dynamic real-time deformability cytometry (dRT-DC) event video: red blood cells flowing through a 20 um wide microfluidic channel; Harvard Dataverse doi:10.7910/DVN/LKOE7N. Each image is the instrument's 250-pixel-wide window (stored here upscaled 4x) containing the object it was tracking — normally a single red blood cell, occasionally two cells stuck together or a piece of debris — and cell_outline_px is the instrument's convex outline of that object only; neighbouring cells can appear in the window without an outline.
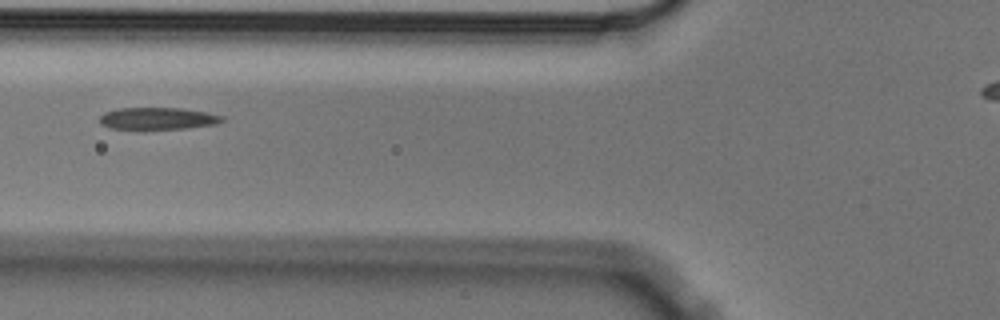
{"species": "Egyptian fruit bat (a non-hibernating species)", "species_latin": "Rousettus aegyptiacus", "temperature_condition": "cold", "stored_images_in_passage": 8, "camera_frame_rate_fps": 3000, "um_per_image_px": 0.085, "animal": {"sex": "male"}, "frame": {"image": 1, "passage_image": 3, "time_ms": 0.667, "image_size_px": [1000, 320], "cell_outline_px": [[224, 120], [216, 124], [188, 128], [144, 132], [140, 132], [108, 128], [100, 124], [100, 116], [104, 112], [116, 108], [180, 108], [208, 112], [224, 116]], "centroid_in_image_um": [13.34, 10.12], "position_along_channel_um": 112.5, "area_um2": 16.82}}
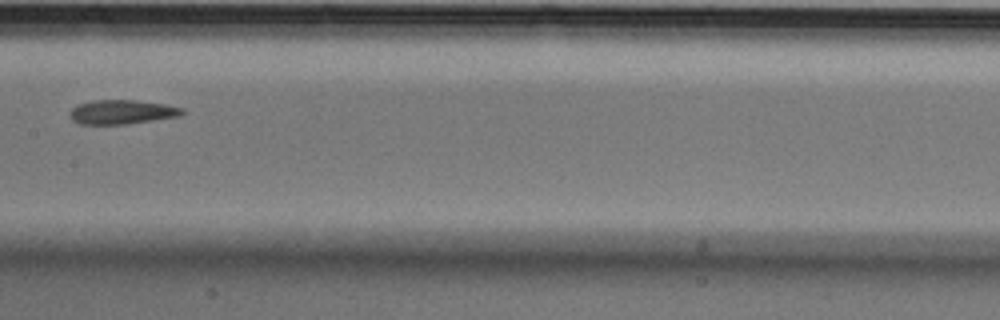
{"frame": {"image": 2, "passage_image": 5, "time_ms": 1.333, "image_size_px": [1000, 320], "cell_outline_px": [[184, 112], [180, 116], [128, 124], [80, 124], [72, 120], [68, 116], [72, 108], [80, 104], [92, 100], [136, 100], [164, 104], [184, 108]], "centroid_in_image_um": [10.36, 9.52], "position_along_channel_um": 197.0, "area_um2": 15.9}}
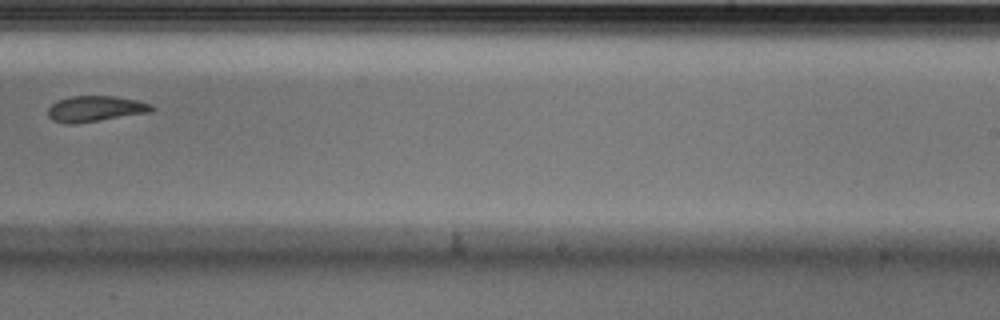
{"frame": {"image": 3, "passage_image": 7, "time_ms": 2.0, "image_size_px": [1000, 320], "cell_outline_px": [[156, 108], [152, 112], [72, 124], [64, 124], [52, 120], [48, 116], [48, 108], [56, 100], [68, 96], [116, 96], [136, 100], [152, 104]], "centroid_in_image_um": [8.09, 9.24], "position_along_channel_um": 280.9, "area_um2": 15.72}}